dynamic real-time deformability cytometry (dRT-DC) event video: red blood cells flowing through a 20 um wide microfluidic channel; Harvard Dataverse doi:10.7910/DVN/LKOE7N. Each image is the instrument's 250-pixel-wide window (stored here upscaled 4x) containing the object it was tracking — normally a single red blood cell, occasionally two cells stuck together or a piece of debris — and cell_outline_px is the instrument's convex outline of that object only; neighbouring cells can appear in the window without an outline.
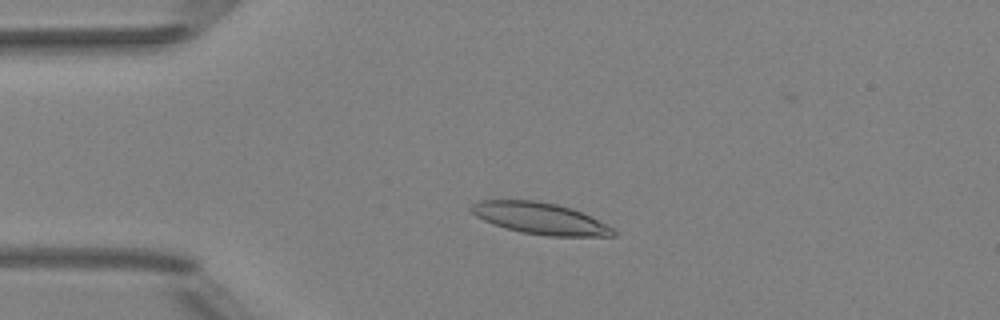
{"species": "Egyptian fruit bat (a non-hibernating species)", "species_latin": "Rousettus aegyptiacus", "temperature_condition": "room temperature", "stored_images_in_passage": 4, "camera_frame_rate_fps": 3000, "um_per_image_px": 0.085, "animal": {"sex": "female"}, "frame": {"image": 1, "passage_image": 3, "time_ms": 0.667, "image_size_px": [1000, 320], "cell_outline_px": [[616, 236], [548, 236], [520, 232], [504, 228], [484, 220], [476, 216], [468, 208], [476, 200], [536, 200], [556, 204], [572, 208], [608, 224], [616, 232]], "centroid_in_image_um": [45.9, 18.56], "position_along_channel_um": 39.1, "area_um2": 26.24}}